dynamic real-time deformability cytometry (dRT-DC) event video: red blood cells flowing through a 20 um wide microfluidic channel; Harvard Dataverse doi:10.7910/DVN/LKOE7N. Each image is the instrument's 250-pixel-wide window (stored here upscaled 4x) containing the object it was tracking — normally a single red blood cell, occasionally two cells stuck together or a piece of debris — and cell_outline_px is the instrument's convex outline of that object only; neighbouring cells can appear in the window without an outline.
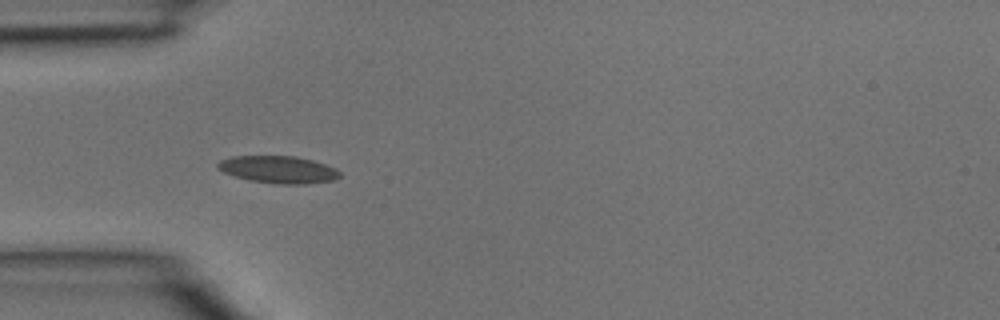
{"species": "common noctule bat (a hibernating species)", "species_latin": "Nyctalus noctula", "temperature_condition": "room temperature", "stored_images_in_passage": 3, "camera_frame_rate_fps": 3000, "um_per_image_px": 0.085, "animal": {"sex": "male", "body_mass_g": 15.6}, "frame": {"image": 1, "passage_image": 1, "time_ms": 0.0, "image_size_px": [1000, 320], "cell_outline_px": [[340, 176], [336, 180], [308, 184], [280, 184], [248, 180], [224, 172], [216, 168], [216, 164], [220, 160], [232, 156], [296, 156], [312, 160], [336, 168], [340, 172]], "centroid_in_image_um": [23.67, 14.41], "position_along_channel_um": 61.3, "area_um2": 19.48}}
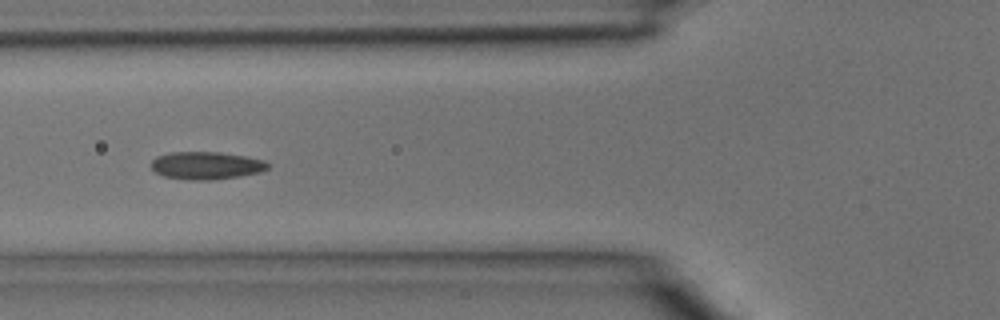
{"frame": {"image": 2, "passage_image": 2, "time_ms": 0.333, "image_size_px": [1000, 320], "cell_outline_px": [[272, 164], [268, 168], [260, 172], [240, 176], [208, 180], [192, 180], [164, 176], [156, 172], [148, 164], [156, 156], [168, 152], [220, 152], [248, 156], [264, 160]], "centroid_in_image_um": [17.54, 14.05], "position_along_channel_um": 108.3, "area_um2": 19.02}}
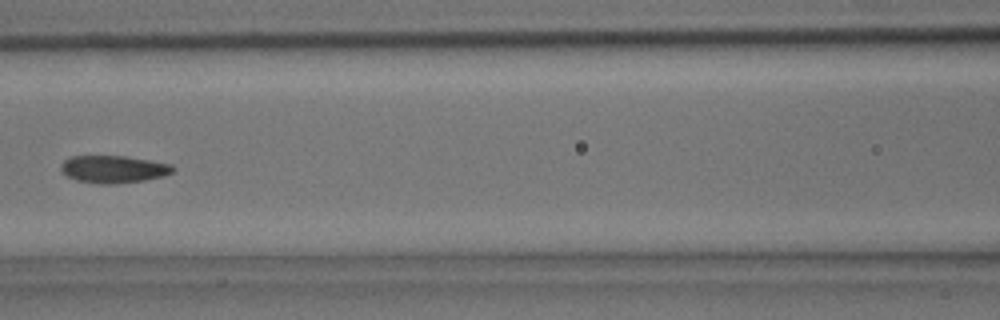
{"frame": {"image": 3, "passage_image": 3, "time_ms": 0.667, "image_size_px": [1000, 320], "cell_outline_px": [[176, 168], [172, 172], [164, 176], [144, 180], [116, 184], [100, 184], [76, 180], [68, 176], [60, 168], [60, 164], [64, 160], [72, 156], [124, 156], [172, 164]], "centroid_in_image_um": [9.66, 14.38], "position_along_channel_um": 156.9, "area_um2": 17.86}}